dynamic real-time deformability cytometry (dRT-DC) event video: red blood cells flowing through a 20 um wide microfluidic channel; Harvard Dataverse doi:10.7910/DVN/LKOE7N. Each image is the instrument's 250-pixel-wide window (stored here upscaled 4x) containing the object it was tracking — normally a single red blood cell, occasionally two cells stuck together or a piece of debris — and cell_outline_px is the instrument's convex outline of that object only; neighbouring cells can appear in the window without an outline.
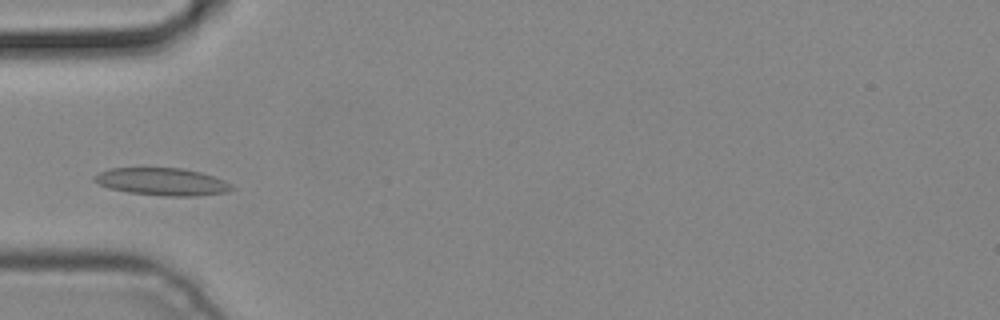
{"species": "common noctule bat (a hibernating species)", "species_latin": "Nyctalus noctula", "temperature_condition": "cold", "stored_images_in_passage": 4, "camera_frame_rate_fps": 3000, "um_per_image_px": 0.085, "animal": {"sex": "male", "body_mass_g": 19.2, "forearm_length_mm": 51.8}, "frame": {"image": 1, "passage_image": 3, "time_ms": 0.667, "image_size_px": [1000, 320], "cell_outline_px": [[236, 188], [228, 192], [196, 196], [164, 196], [128, 192], [108, 188], [92, 180], [92, 176], [100, 172], [112, 168], [184, 168], [200, 172], [224, 180], [232, 184]], "centroid_in_image_um": [13.8, 15.45], "position_along_channel_um": 71.2, "area_um2": 22.08}}
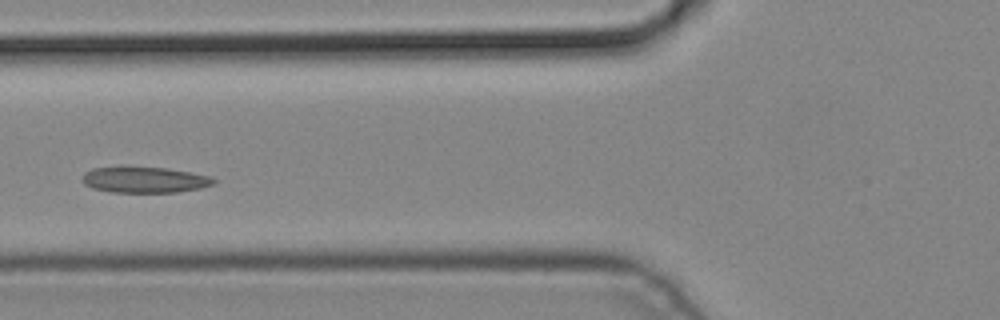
{"frame": {"image": 2, "passage_image": 4, "time_ms": 1.0, "image_size_px": [1000, 320], "cell_outline_px": [[216, 184], [200, 188], [176, 192], [112, 192], [92, 188], [84, 184], [84, 172], [92, 168], [164, 168], [212, 176], [216, 180]], "centroid_in_image_um": [12.34, 15.3], "position_along_channel_um": 113.5, "area_um2": 19.42}}